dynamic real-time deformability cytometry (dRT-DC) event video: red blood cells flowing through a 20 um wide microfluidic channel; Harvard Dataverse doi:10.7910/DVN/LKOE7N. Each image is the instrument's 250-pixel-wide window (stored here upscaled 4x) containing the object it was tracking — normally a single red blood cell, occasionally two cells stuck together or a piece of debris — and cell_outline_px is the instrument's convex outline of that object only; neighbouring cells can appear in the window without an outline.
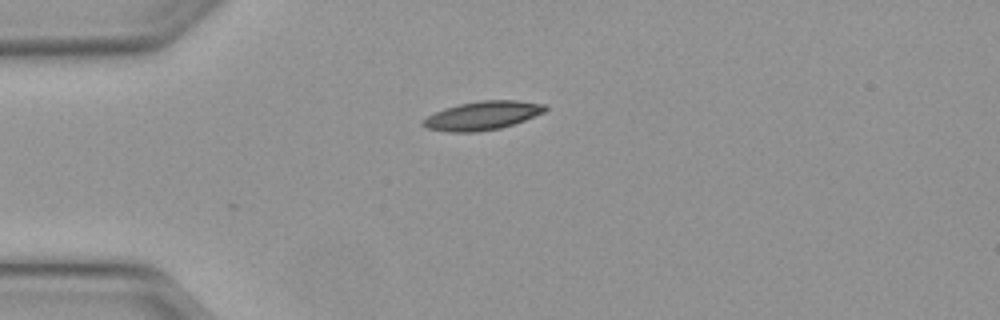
{"species": "Egyptian fruit bat (a non-hibernating species)", "species_latin": "Rousettus aegyptiacus", "temperature_condition": "warm", "stored_images_in_passage": 2, "camera_frame_rate_fps": 3000, "um_per_image_px": 0.085, "animal": {"sex": "female"}, "frame": {"image": 1, "passage_image": 2, "time_ms": 0.333, "image_size_px": [1000, 320], "cell_outline_px": [[548, 108], [544, 112], [524, 120], [500, 128], [476, 132], [448, 132], [428, 128], [420, 124], [420, 120], [444, 108], [460, 104], [484, 100], [516, 100], [548, 104]], "centroid_in_image_um": [41.01, 9.82], "position_along_channel_um": 44.0, "area_um2": 20.35}}